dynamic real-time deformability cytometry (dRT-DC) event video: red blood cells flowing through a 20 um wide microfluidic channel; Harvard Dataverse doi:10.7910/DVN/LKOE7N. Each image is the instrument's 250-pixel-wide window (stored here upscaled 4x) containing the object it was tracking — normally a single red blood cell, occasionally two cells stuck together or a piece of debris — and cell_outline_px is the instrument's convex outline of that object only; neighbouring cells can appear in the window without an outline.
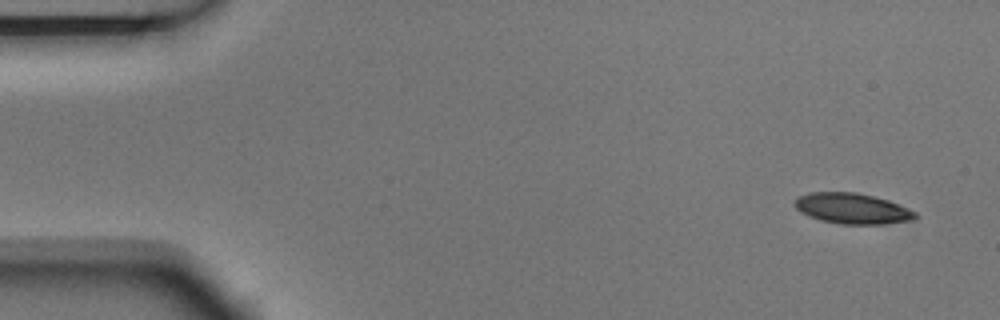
{"species": "Egyptian fruit bat (a non-hibernating species)", "species_latin": "Rousettus aegyptiacus", "temperature_condition": "room temperature", "stored_images_in_passage": 4, "camera_frame_rate_fps": 3000, "um_per_image_px": 0.085, "animal": {"sex": "male"}, "frame": {"image": 1, "passage_image": 1, "time_ms": 0.0, "image_size_px": [1000, 320], "cell_outline_px": [[916, 216], [908, 220], [884, 224], [840, 224], [820, 220], [808, 216], [800, 212], [796, 208], [796, 196], [808, 192], [856, 192], [888, 200], [916, 212]], "centroid_in_image_um": [72.38, 17.71], "position_along_channel_um": 12.6, "area_um2": 21.33}}